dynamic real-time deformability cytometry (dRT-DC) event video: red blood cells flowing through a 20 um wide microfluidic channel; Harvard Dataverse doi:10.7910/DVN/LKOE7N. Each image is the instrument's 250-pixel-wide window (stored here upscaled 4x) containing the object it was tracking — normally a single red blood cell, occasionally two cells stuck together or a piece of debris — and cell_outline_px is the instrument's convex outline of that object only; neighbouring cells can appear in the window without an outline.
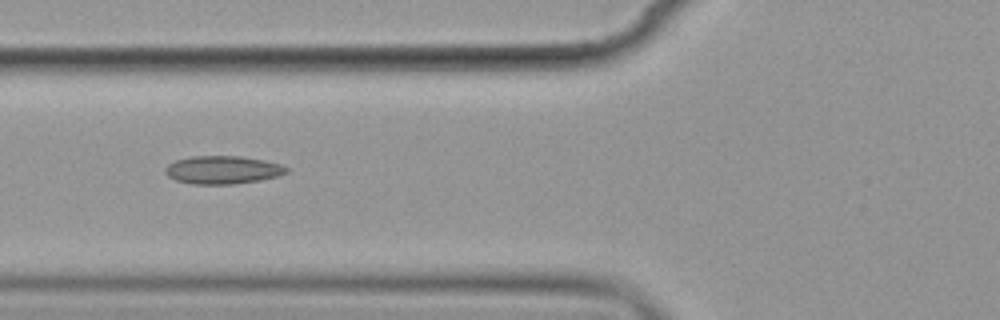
{"species": "common noctule bat (a hibernating species)", "species_latin": "Nyctalus noctula", "temperature_condition": "cold", "stored_images_in_passage": 12, "camera_frame_rate_fps": 3000, "um_per_image_px": 0.085, "animal": {"sex": "female", "body_mass_g": 19.9}, "frame": {"image": 1, "passage_image": 3, "time_ms": 2.333, "image_size_px": [1000, 320], "cell_outline_px": [[288, 172], [276, 176], [260, 180], [232, 184], [192, 184], [176, 180], [168, 176], [164, 172], [164, 168], [168, 164], [176, 160], [192, 156], [240, 156], [264, 160], [280, 164], [288, 168]], "centroid_in_image_um": [18.9, 14.44], "position_along_channel_um": 106.9, "area_um2": 19.77}}
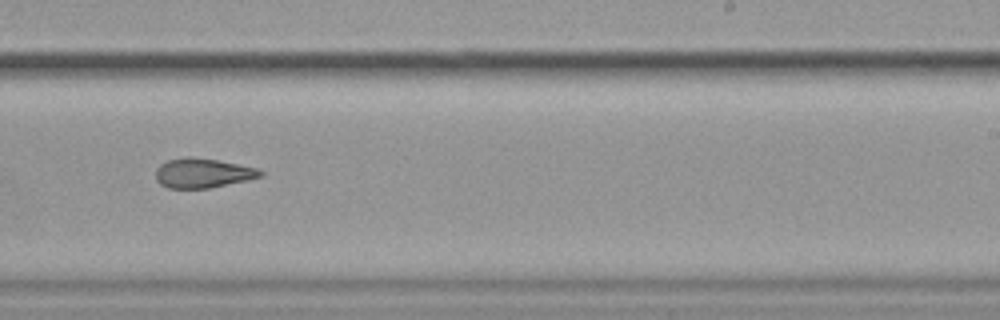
{"frame": {"image": 2, "passage_image": 7, "time_ms": 7.0, "image_size_px": [1000, 320], "cell_outline_px": [[264, 176], [248, 180], [208, 188], [168, 188], [160, 184], [156, 180], [156, 168], [160, 164], [168, 160], [184, 156], [192, 156], [216, 160], [256, 168], [264, 172]], "centroid_in_image_um": [17.21, 14.71], "position_along_channel_um": 271.8, "area_um2": 18.03}}
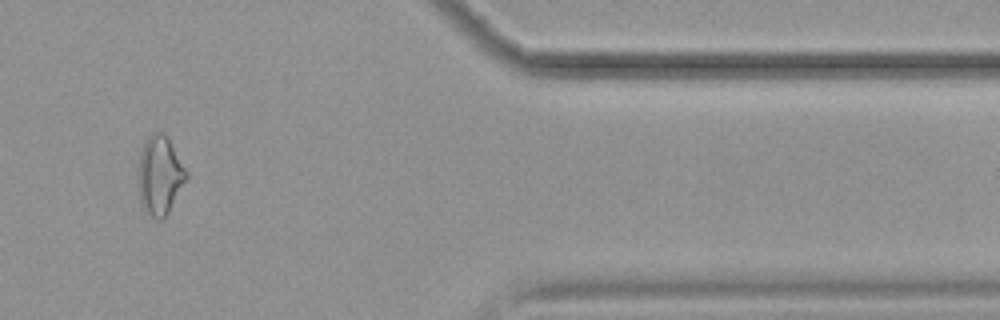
{"frame": {"image": 3, "passage_image": 10, "time_ms": 11.333, "image_size_px": [1000, 320], "cell_outline_px": [[188, 180], [168, 212], [160, 220], [156, 220], [144, 212], [140, 204], [140, 148], [144, 140], [152, 132], [160, 132], [168, 140], [188, 172]], "centroid_in_image_um": [13.6, 14.94], "position_along_channel_um": 397.8, "area_um2": 21.85}, "authors_computed_cell_mechanics": {"area_um2": 19.4208, "velocity_mm_per_s": 3.5489, "shape_relaxation_time_tau1_ms": null, "shape_relaxation_time_tau2_ms": 3.0352, "deformation_change_tau1": null, "deformation_change_tau2": 0.0913}}